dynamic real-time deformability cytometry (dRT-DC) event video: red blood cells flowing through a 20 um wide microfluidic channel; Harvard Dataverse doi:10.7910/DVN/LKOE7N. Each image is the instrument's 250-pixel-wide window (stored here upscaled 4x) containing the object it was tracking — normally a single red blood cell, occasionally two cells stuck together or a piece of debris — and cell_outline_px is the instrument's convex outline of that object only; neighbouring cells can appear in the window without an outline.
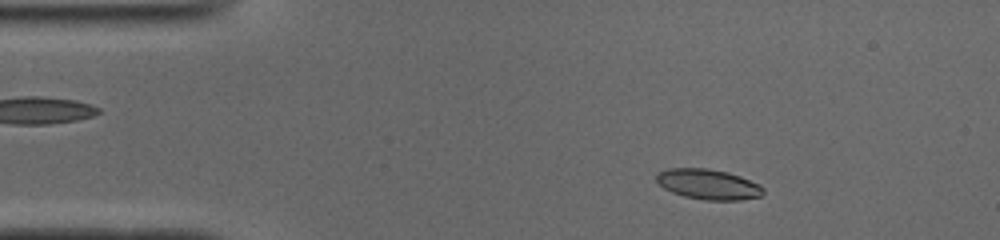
{"species": "common noctule bat (a hibernating species)", "species_latin": "Nyctalus noctula", "temperature_condition": "cold", "stored_images_in_passage": 44, "camera_frame_rate_fps": 3000, "um_per_image_px": 0.085, "animal": {"sex": "male", "body_mass_g": 19.0, "forearm_length_mm": 50.8}, "frame": {"image": 1, "passage_image": 1, "time_ms": 0.0, "image_size_px": [1000, 240], "cell_outline_px": [[764, 192], [760, 196], [740, 200], [704, 200], [684, 196], [672, 192], [664, 188], [656, 180], [656, 176], [660, 172], [668, 168], [704, 168], [728, 172], [740, 176], [760, 184], [764, 188]], "centroid_in_image_um": [60.22, 15.66], "position_along_channel_um": 24.8, "area_um2": 18.79}}
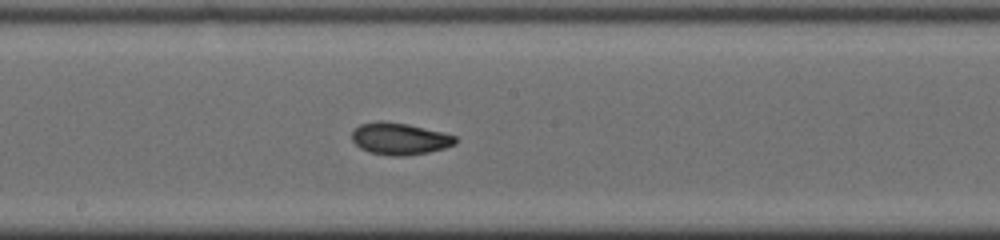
{"frame": {"image": 2, "passage_image": 20, "time_ms": 6.333, "image_size_px": [1000, 240], "cell_outline_px": [[456, 144], [444, 148], [428, 152], [408, 156], [388, 156], [368, 152], [360, 148], [352, 140], [352, 132], [360, 124], [380, 120], [408, 124], [456, 136]], "centroid_in_image_um": [33.94, 11.8], "position_along_channel_um": 214.3, "area_um2": 19.25}}
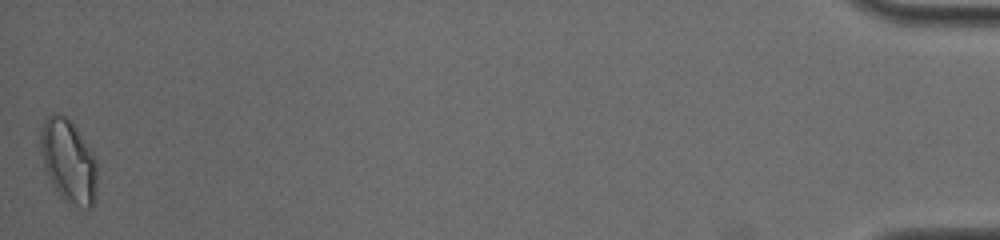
{"frame": {"image": 3, "passage_image": 44, "time_ms": 14.333, "image_size_px": [1000, 240], "cell_outline_px": [[96, 196], [92, 208], [80, 208], [68, 204], [60, 196], [44, 168], [40, 152], [40, 132], [44, 120], [52, 112], [56, 112], [64, 116], [72, 124], [92, 152], [96, 160]], "centroid_in_image_um": [5.81, 13.73], "position_along_channel_um": 429.4, "area_um2": 27.4}, "authors_computed_cell_mechanics": {"area_um2": 19.0451, "velocity_mm_per_s": 3.9152, "shape_relaxation_time_tau1_ms": null, "shape_relaxation_time_tau2_ms": 2.1184, "deformation_change_tau1": null, "deformation_change_tau2": 0.0669}}